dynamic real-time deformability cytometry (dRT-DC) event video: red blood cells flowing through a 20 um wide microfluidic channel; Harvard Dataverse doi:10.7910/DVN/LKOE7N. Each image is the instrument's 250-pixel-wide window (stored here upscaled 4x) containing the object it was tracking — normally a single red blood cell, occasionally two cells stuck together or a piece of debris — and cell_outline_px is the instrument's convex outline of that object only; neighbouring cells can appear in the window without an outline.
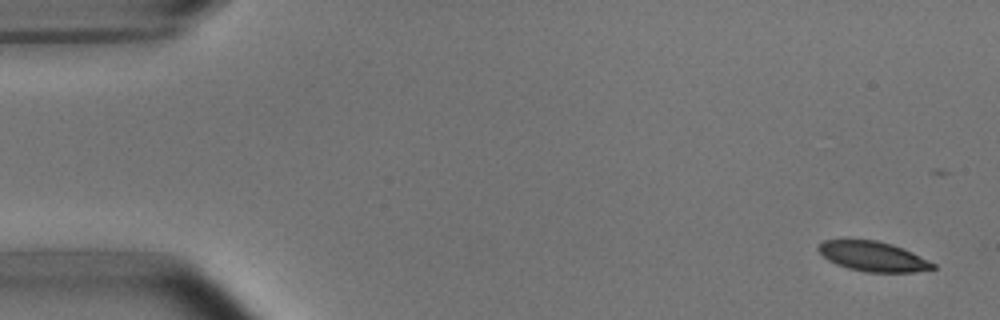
{"species": "common noctule bat (a hibernating species)", "species_latin": "Nyctalus noctula", "temperature_condition": "room temperature", "stored_images_in_passage": 5, "camera_frame_rate_fps": 3000, "um_per_image_px": 0.085, "animal": {"sex": "male", "body_mass_g": 15.6}, "frame": {"image": 1, "passage_image": 1, "time_ms": 0.0, "image_size_px": [1000, 320], "cell_outline_px": [[936, 268], [912, 272], [864, 272], [848, 268], [836, 264], [828, 260], [816, 248], [824, 240], [876, 240], [892, 244], [904, 248], [936, 264]], "centroid_in_image_um": [74.21, 21.8], "position_along_channel_um": 10.8, "area_um2": 19.83}}